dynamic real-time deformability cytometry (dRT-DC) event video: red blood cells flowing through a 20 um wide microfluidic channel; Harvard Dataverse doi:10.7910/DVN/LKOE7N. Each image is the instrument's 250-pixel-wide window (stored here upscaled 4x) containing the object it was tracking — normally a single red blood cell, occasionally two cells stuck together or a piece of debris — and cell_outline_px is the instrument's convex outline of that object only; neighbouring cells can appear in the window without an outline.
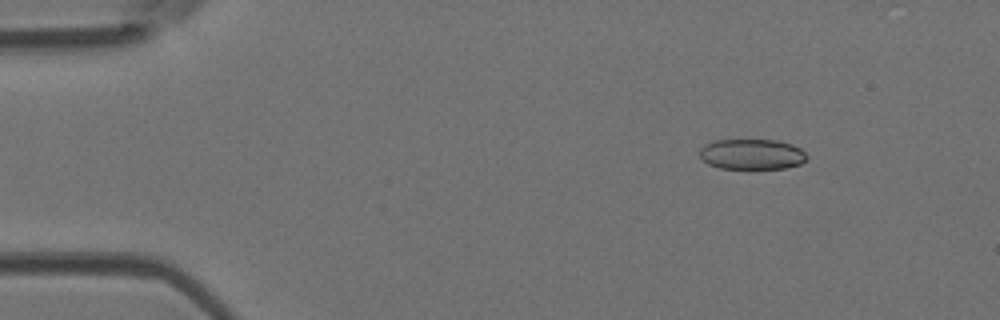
{"species": "Egyptian fruit bat (a non-hibernating species)", "species_latin": "Rousettus aegyptiacus", "temperature_condition": "room temperature", "stored_images_in_passage": 5, "camera_frame_rate_fps": 3000, "um_per_image_px": 0.085, "animal": {"sex": "female"}, "frame": {"image": 1, "passage_image": 3, "time_ms": 0.667, "image_size_px": [1000, 320], "cell_outline_px": [[808, 160], [800, 164], [784, 168], [720, 168], [708, 164], [700, 160], [700, 148], [704, 144], [716, 140], [780, 140], [792, 144], [800, 148], [808, 156]], "centroid_in_image_um": [63.91, 13.1], "position_along_channel_um": 21.1, "area_um2": 19.19}}